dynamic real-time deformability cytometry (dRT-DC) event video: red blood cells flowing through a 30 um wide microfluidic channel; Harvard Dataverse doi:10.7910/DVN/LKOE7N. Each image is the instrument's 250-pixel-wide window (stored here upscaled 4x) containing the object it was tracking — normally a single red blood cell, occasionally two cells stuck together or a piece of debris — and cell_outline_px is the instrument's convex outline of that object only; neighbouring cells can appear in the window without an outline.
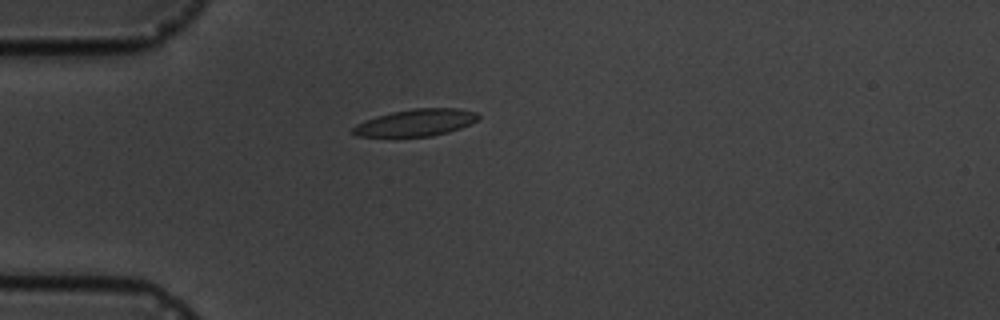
{"species": "common noctule bat (a hibernating species)", "species_latin": "Nyctalus noctula", "temperature_condition": "cold", "stored_images_in_passage": 1, "camera_frame_rate_fps": 3000, "um_per_image_px": 0.085, "animal": {"sex": "male", "body_mass_g": 19.5, "forearm_length_mm": 54.6}, "frame": {"image": 1, "passage_image": 1, "time_ms": 0.0, "image_size_px": [1000, 320], "cell_outline_px": [[480, 116], [476, 120], [460, 128], [448, 132], [432, 136], [356, 136], [352, 132], [352, 128], [356, 124], [364, 120], [376, 116], [392, 112], [412, 108], [460, 108], [476, 112]], "centroid_in_image_um": [35.33, 10.41], "position_along_channel_um": 49.7, "area_um2": 19.59}}